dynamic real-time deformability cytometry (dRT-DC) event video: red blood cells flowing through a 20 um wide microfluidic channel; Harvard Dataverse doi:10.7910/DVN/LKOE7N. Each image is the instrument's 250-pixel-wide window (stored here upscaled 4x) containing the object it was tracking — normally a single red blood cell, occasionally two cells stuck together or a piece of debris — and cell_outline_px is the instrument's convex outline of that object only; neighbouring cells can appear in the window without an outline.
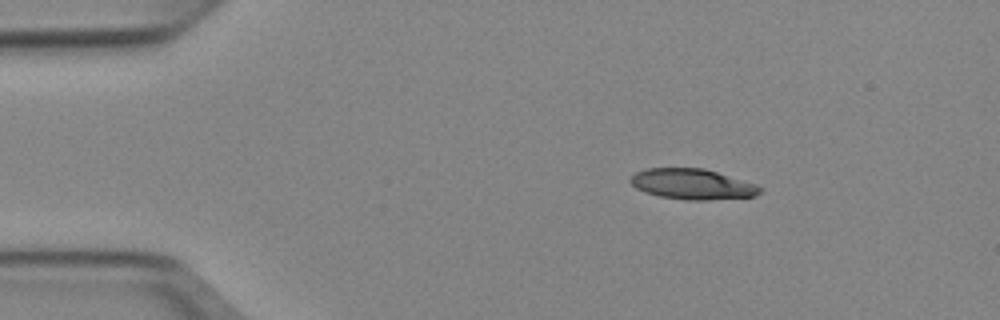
{"species": "Egyptian fruit bat (a non-hibernating species)", "species_latin": "Rousettus aegyptiacus", "temperature_condition": "cold", "stored_images_in_passage": 44, "camera_frame_rate_fps": 3000, "um_per_image_px": 0.085, "animal": {"sex": "female"}, "frame": {"image": 1, "passage_image": 1, "time_ms": 0.0, "image_size_px": [1000, 320], "cell_outline_px": [[764, 188], [756, 196], [708, 200], [684, 200], [660, 196], [644, 192], [636, 188], [628, 180], [636, 172], [648, 168], [704, 168], [756, 184]], "centroid_in_image_um": [58.85, 15.66], "position_along_channel_um": 26.1, "area_um2": 23.06}}
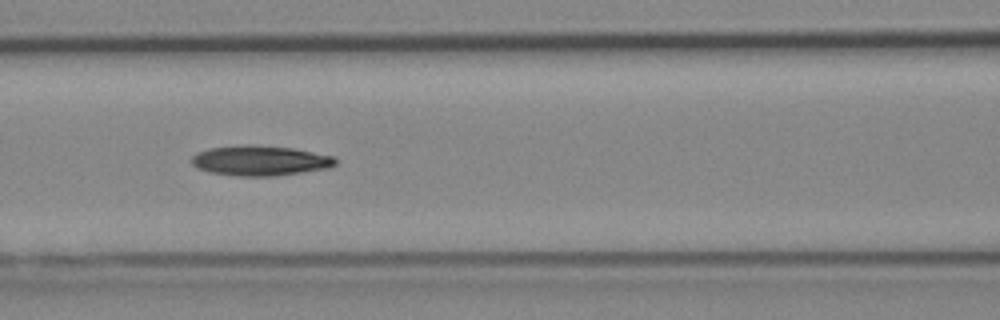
{"frame": {"image": 2, "passage_image": 15, "time_ms": 4.667, "image_size_px": [1000, 320], "cell_outline_px": [[336, 164], [328, 168], [276, 176], [240, 176], [208, 172], [196, 168], [192, 164], [192, 156], [196, 152], [208, 148], [252, 144], [292, 148], [336, 156]], "centroid_in_image_um": [22.1, 13.65], "position_along_channel_um": 144.5, "area_um2": 25.37}}
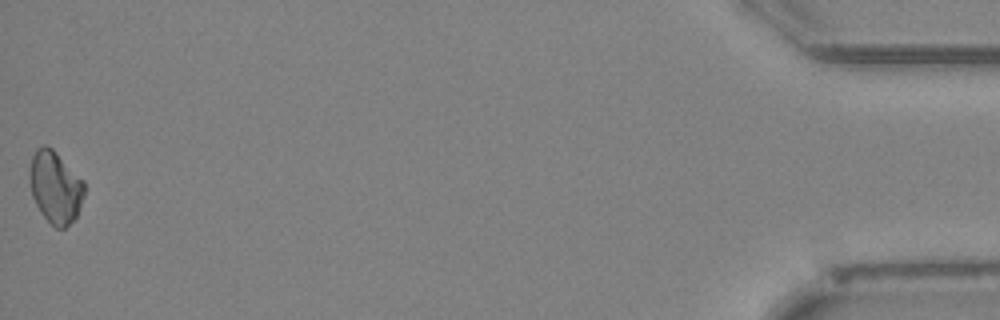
{"frame": {"image": 3, "passage_image": 44, "time_ms": 14.333, "image_size_px": [1000, 320], "cell_outline_px": [[84, 196], [76, 216], [64, 228], [56, 228], [44, 216], [36, 204], [32, 196], [28, 176], [28, 172], [32, 156], [36, 148], [44, 144], [52, 148], [84, 180]], "centroid_in_image_um": [4.68, 15.86], "position_along_channel_um": 430.5, "area_um2": 22.95}}